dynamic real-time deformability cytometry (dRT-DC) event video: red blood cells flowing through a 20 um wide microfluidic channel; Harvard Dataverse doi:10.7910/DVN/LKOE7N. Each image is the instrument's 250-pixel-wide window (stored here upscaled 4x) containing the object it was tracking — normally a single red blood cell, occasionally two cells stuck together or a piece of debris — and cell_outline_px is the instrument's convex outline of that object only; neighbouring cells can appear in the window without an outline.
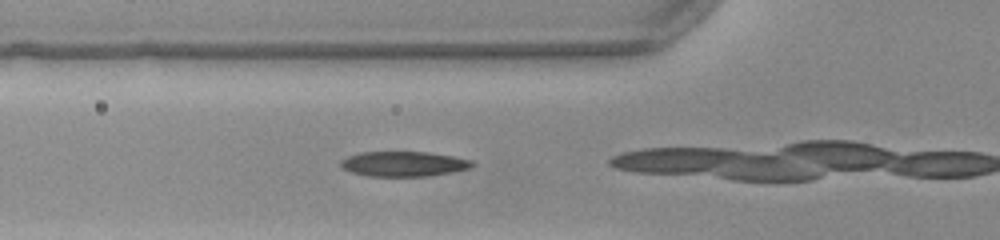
{"species": "common noctule bat (a hibernating species)", "species_latin": "Nyctalus noctula", "temperature_condition": "warm", "stored_images_in_passage": 7, "camera_frame_rate_fps": 3000, "um_per_image_px": 0.085, "animal": {"sex": "female", "body_mass_g": 22.0, "forearm_length_mm": 56.7}, "frame": {"image": 1, "passage_image": 4, "time_ms": 1.0, "image_size_px": [1000, 240], "cell_outline_px": [[476, 164], [472, 168], [424, 176], [368, 176], [352, 172], [340, 168], [340, 160], [348, 156], [360, 152], [428, 152], [456, 156], [472, 160]], "centroid_in_image_um": [34.31, 13.92], "position_along_channel_um": 91.5, "area_um2": 19.25}}